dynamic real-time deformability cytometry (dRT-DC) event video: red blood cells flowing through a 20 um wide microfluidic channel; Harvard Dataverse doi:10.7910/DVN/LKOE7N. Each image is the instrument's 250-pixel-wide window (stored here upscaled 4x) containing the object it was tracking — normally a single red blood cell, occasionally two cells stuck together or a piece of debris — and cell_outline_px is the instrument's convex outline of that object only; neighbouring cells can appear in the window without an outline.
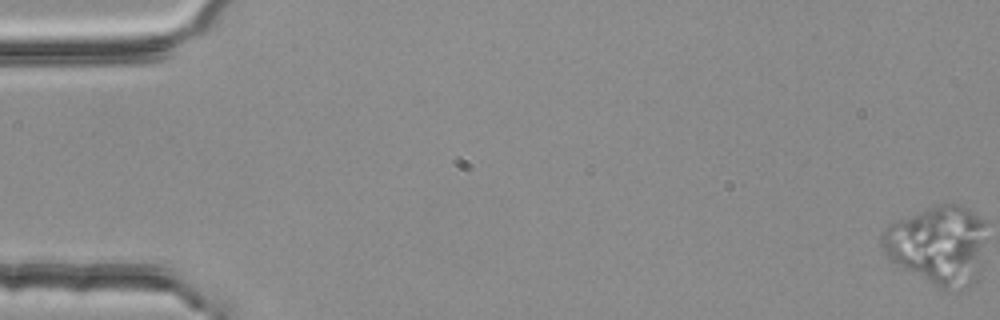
{"species": "common noctule bat (a hibernating species)", "species_latin": "Nyctalus noctula", "temperature_condition": "room temperature", "stored_images_in_passage": 4, "segment_of_instrument_passage": [1, 2], "camera_frame_rate_fps": 3000, "um_per_image_px": 0.085, "animal": {"sex": "female", "body_mass_g": 25.1}, "frame": {"image": 1, "passage_image": 1, "time_ms": 0.0, "image_size_px": [1000, 320], "cell_outline_px": [[984, 240], [980, 272], [968, 284], [944, 288], [940, 288], [892, 260], [884, 252], [880, 244], [880, 232], [888, 224], [936, 204], [960, 204], [968, 208], [984, 220]], "centroid_in_image_um": [79.71, 20.75], "position_along_channel_um": 5.3, "area_um2": 46.99}}